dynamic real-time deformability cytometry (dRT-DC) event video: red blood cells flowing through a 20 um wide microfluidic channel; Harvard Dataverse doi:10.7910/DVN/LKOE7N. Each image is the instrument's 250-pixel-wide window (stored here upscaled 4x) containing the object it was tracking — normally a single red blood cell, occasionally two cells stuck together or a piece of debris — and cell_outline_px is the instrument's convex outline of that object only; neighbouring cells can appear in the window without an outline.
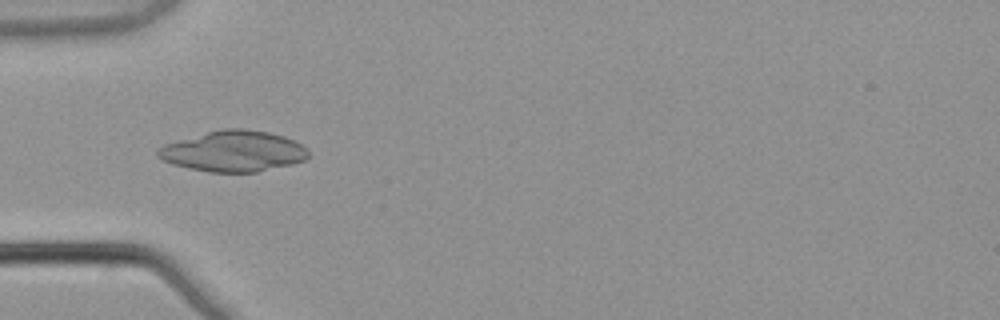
{"species": "common noctule bat (a hibernating species)", "species_latin": "Nyctalus noctula", "temperature_condition": "warm", "stored_images_in_passage": 5, "camera_frame_rate_fps": 3000, "um_per_image_px": 0.085, "animal": {"sex": "male", "body_mass_g": 21.5, "forearm_length_mm": 52.0}, "frame": {"image": 1, "passage_image": 5, "time_ms": 1.333, "image_size_px": [1000, 320], "cell_outline_px": [[308, 156], [304, 160], [292, 164], [256, 172], [208, 172], [188, 168], [172, 164], [156, 156], [156, 148], [164, 144], [208, 132], [224, 128], [244, 128], [268, 132], [284, 136], [308, 148]], "centroid_in_image_um": [19.83, 12.86], "position_along_channel_um": 65.2, "area_um2": 35.72}}